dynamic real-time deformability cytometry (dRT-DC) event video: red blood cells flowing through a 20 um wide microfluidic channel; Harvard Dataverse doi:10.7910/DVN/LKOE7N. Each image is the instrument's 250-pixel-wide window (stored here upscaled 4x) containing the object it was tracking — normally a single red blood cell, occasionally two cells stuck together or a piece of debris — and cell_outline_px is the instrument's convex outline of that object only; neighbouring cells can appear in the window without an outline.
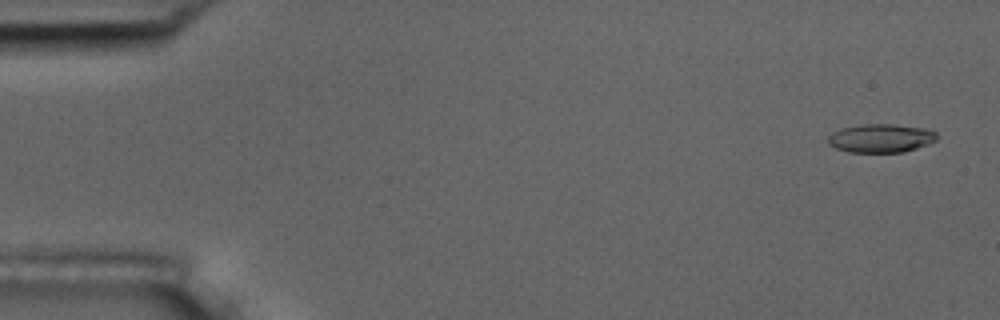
{"species": "common noctule bat (a hibernating species)", "species_latin": "Nyctalus noctula", "temperature_condition": "room temperature", "stored_images_in_passage": 5, "camera_frame_rate_fps": 3000, "um_per_image_px": 0.085, "animal": {"sex": "male", "body_mass_g": 17.5, "forearm_length_mm": 52.3}, "frame": {"image": 1, "passage_image": 1, "time_ms": 0.0, "image_size_px": [1000, 320], "cell_outline_px": [[936, 140], [928, 144], [904, 152], [848, 152], [836, 148], [828, 144], [828, 136], [832, 132], [840, 128], [860, 124], [892, 124], [928, 128], [936, 132]], "centroid_in_image_um": [74.86, 11.74], "position_along_channel_um": 10.1, "area_um2": 18.26}}
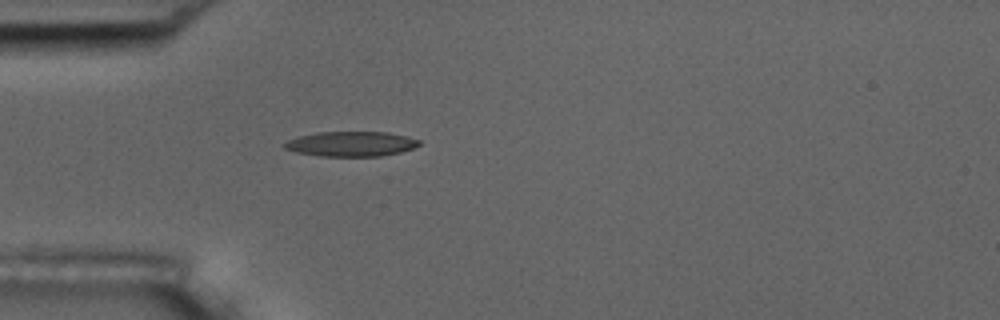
{"frame": {"image": 2, "passage_image": 5, "time_ms": 4.667, "image_size_px": [1000, 320], "cell_outline_px": [[420, 144], [412, 148], [400, 152], [380, 156], [320, 156], [296, 152], [284, 148], [280, 144], [288, 140], [300, 136], [316, 132], [388, 132], [408, 136], [420, 140]], "centroid_in_image_um": [29.82, 12.23], "position_along_channel_um": 55.2, "area_um2": 19.59}}